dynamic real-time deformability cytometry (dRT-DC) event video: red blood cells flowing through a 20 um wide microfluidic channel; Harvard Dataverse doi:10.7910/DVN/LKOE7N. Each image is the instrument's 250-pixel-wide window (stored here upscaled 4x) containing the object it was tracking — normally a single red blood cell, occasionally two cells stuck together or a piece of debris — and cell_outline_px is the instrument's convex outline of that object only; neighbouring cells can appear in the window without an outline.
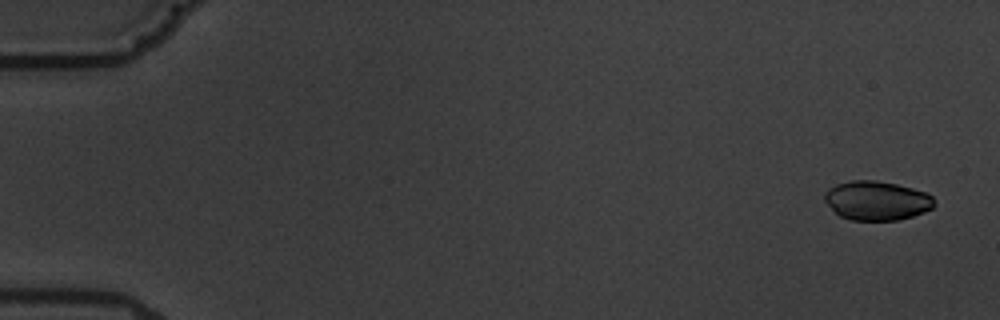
{"species": "common noctule bat (a hibernating species)", "species_latin": "Nyctalus noctula", "temperature_condition": "warm", "stored_images_in_passage": 6, "segment_of_instrument_passage": [1, 2], "camera_frame_rate_fps": 3000, "um_per_image_px": 0.085, "animal": {"sex": "male", "body_mass_g": 19.5, "forearm_length_mm": 54.6}, "frame": {"image": 1, "passage_image": 1, "time_ms": 0.0, "image_size_px": [1000, 320], "cell_outline_px": [[932, 208], [924, 212], [912, 216], [896, 220], [852, 220], [840, 216], [824, 200], [824, 192], [828, 188], [836, 184], [852, 180], [876, 180], [896, 184], [912, 188], [924, 192], [932, 196]], "centroid_in_image_um": [74.48, 17.04], "position_along_channel_um": 10.5, "area_um2": 24.8}}